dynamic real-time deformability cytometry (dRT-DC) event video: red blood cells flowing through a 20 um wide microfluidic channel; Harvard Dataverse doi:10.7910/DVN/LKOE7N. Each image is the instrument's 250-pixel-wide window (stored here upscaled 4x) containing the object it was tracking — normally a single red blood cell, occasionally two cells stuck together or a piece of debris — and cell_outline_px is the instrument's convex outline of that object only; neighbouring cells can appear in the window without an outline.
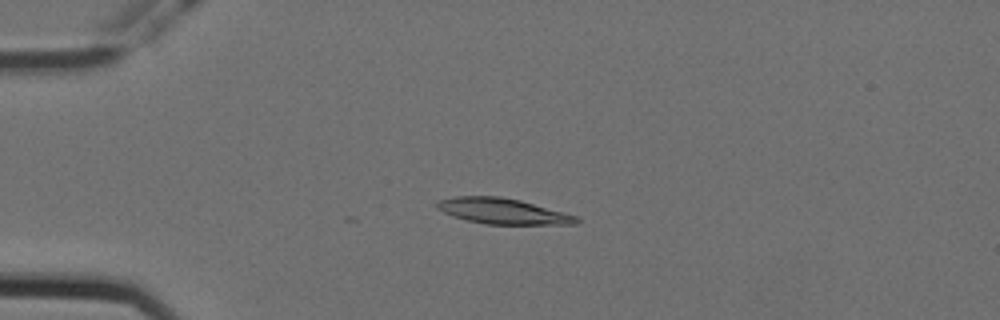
{"species": "Egyptian fruit bat (a non-hibernating species)", "species_latin": "Rousettus aegyptiacus", "temperature_condition": "cold", "stored_images_in_passage": 4, "camera_frame_rate_fps": 3000, "um_per_image_px": 0.085, "animal": {"sex": "female"}, "frame": {"image": 1, "passage_image": 3, "time_ms": 0.667, "image_size_px": [1000, 320], "cell_outline_px": [[580, 220], [576, 224], [484, 224], [452, 216], [436, 208], [436, 204], [440, 200], [456, 196], [500, 196], [520, 200], [564, 212], [576, 216]], "centroid_in_image_um": [42.73, 17.94], "position_along_channel_um": 42.3, "area_um2": 20.69}}